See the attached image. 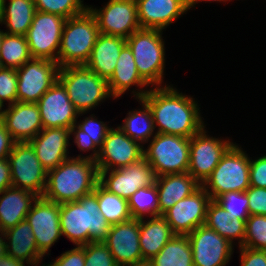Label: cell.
Masks as SVG:
<instances>
[{
	"instance_id": "1",
	"label": "cell",
	"mask_w": 266,
	"mask_h": 266,
	"mask_svg": "<svg viewBox=\"0 0 266 266\" xmlns=\"http://www.w3.org/2000/svg\"><path fill=\"white\" fill-rule=\"evenodd\" d=\"M141 100L151 110L157 133L191 138L207 125L197 100L173 84L152 87Z\"/></svg>"
},
{
	"instance_id": "2",
	"label": "cell",
	"mask_w": 266,
	"mask_h": 266,
	"mask_svg": "<svg viewBox=\"0 0 266 266\" xmlns=\"http://www.w3.org/2000/svg\"><path fill=\"white\" fill-rule=\"evenodd\" d=\"M98 182L96 162L73 156L47 171V183L42 197L58 204L78 201L82 196L92 193Z\"/></svg>"
},
{
	"instance_id": "3",
	"label": "cell",
	"mask_w": 266,
	"mask_h": 266,
	"mask_svg": "<svg viewBox=\"0 0 266 266\" xmlns=\"http://www.w3.org/2000/svg\"><path fill=\"white\" fill-rule=\"evenodd\" d=\"M60 227L62 236L75 246H82L104 242L110 224L100 213L97 195L92 192L78 201L60 204Z\"/></svg>"
},
{
	"instance_id": "4",
	"label": "cell",
	"mask_w": 266,
	"mask_h": 266,
	"mask_svg": "<svg viewBox=\"0 0 266 266\" xmlns=\"http://www.w3.org/2000/svg\"><path fill=\"white\" fill-rule=\"evenodd\" d=\"M162 30L140 28L126 39L137 71L151 87H164L166 51Z\"/></svg>"
},
{
	"instance_id": "5",
	"label": "cell",
	"mask_w": 266,
	"mask_h": 266,
	"mask_svg": "<svg viewBox=\"0 0 266 266\" xmlns=\"http://www.w3.org/2000/svg\"><path fill=\"white\" fill-rule=\"evenodd\" d=\"M58 80L66 88L70 101L79 113L97 109L106 99L115 100L107 79L98 76L86 65L61 67Z\"/></svg>"
},
{
	"instance_id": "6",
	"label": "cell",
	"mask_w": 266,
	"mask_h": 266,
	"mask_svg": "<svg viewBox=\"0 0 266 266\" xmlns=\"http://www.w3.org/2000/svg\"><path fill=\"white\" fill-rule=\"evenodd\" d=\"M99 34L97 21L89 9L66 19L57 56L59 67L85 65Z\"/></svg>"
},
{
	"instance_id": "7",
	"label": "cell",
	"mask_w": 266,
	"mask_h": 266,
	"mask_svg": "<svg viewBox=\"0 0 266 266\" xmlns=\"http://www.w3.org/2000/svg\"><path fill=\"white\" fill-rule=\"evenodd\" d=\"M234 143L222 156L219 164L201 185L211 200L230 191L244 192L250 187V156Z\"/></svg>"
},
{
	"instance_id": "8",
	"label": "cell",
	"mask_w": 266,
	"mask_h": 266,
	"mask_svg": "<svg viewBox=\"0 0 266 266\" xmlns=\"http://www.w3.org/2000/svg\"><path fill=\"white\" fill-rule=\"evenodd\" d=\"M143 148L144 158L157 177L186 173L190 163V138L157 133Z\"/></svg>"
},
{
	"instance_id": "9",
	"label": "cell",
	"mask_w": 266,
	"mask_h": 266,
	"mask_svg": "<svg viewBox=\"0 0 266 266\" xmlns=\"http://www.w3.org/2000/svg\"><path fill=\"white\" fill-rule=\"evenodd\" d=\"M12 187L25 189L42 197L47 183V170L42 166L29 142H15L8 156Z\"/></svg>"
},
{
	"instance_id": "10",
	"label": "cell",
	"mask_w": 266,
	"mask_h": 266,
	"mask_svg": "<svg viewBox=\"0 0 266 266\" xmlns=\"http://www.w3.org/2000/svg\"><path fill=\"white\" fill-rule=\"evenodd\" d=\"M205 128L206 126L190 138V163L187 171L200 185L211 175L222 156L235 143L229 137H213Z\"/></svg>"
},
{
	"instance_id": "11",
	"label": "cell",
	"mask_w": 266,
	"mask_h": 266,
	"mask_svg": "<svg viewBox=\"0 0 266 266\" xmlns=\"http://www.w3.org/2000/svg\"><path fill=\"white\" fill-rule=\"evenodd\" d=\"M65 22L64 17L36 10L25 35L32 58L57 62Z\"/></svg>"
},
{
	"instance_id": "12",
	"label": "cell",
	"mask_w": 266,
	"mask_h": 266,
	"mask_svg": "<svg viewBox=\"0 0 266 266\" xmlns=\"http://www.w3.org/2000/svg\"><path fill=\"white\" fill-rule=\"evenodd\" d=\"M59 69L57 62L43 58H31L17 68V101L37 103L58 80Z\"/></svg>"
},
{
	"instance_id": "13",
	"label": "cell",
	"mask_w": 266,
	"mask_h": 266,
	"mask_svg": "<svg viewBox=\"0 0 266 266\" xmlns=\"http://www.w3.org/2000/svg\"><path fill=\"white\" fill-rule=\"evenodd\" d=\"M98 171V183L108 192L127 200L139 188L153 186L157 180L155 170L145 158L127 167Z\"/></svg>"
},
{
	"instance_id": "14",
	"label": "cell",
	"mask_w": 266,
	"mask_h": 266,
	"mask_svg": "<svg viewBox=\"0 0 266 266\" xmlns=\"http://www.w3.org/2000/svg\"><path fill=\"white\" fill-rule=\"evenodd\" d=\"M88 9L94 15L101 34L127 39L141 28L136 0H108L102 8L88 5Z\"/></svg>"
},
{
	"instance_id": "15",
	"label": "cell",
	"mask_w": 266,
	"mask_h": 266,
	"mask_svg": "<svg viewBox=\"0 0 266 266\" xmlns=\"http://www.w3.org/2000/svg\"><path fill=\"white\" fill-rule=\"evenodd\" d=\"M26 220L31 226L37 248L43 256H48L50 248L62 236L60 227V204L37 197Z\"/></svg>"
},
{
	"instance_id": "16",
	"label": "cell",
	"mask_w": 266,
	"mask_h": 266,
	"mask_svg": "<svg viewBox=\"0 0 266 266\" xmlns=\"http://www.w3.org/2000/svg\"><path fill=\"white\" fill-rule=\"evenodd\" d=\"M188 239L193 266H227L232 260L235 246L205 224L189 233Z\"/></svg>"
},
{
	"instance_id": "17",
	"label": "cell",
	"mask_w": 266,
	"mask_h": 266,
	"mask_svg": "<svg viewBox=\"0 0 266 266\" xmlns=\"http://www.w3.org/2000/svg\"><path fill=\"white\" fill-rule=\"evenodd\" d=\"M143 146L126 135L118 126L111 128L100 148L96 164L98 170L127 167L144 158Z\"/></svg>"
},
{
	"instance_id": "18",
	"label": "cell",
	"mask_w": 266,
	"mask_h": 266,
	"mask_svg": "<svg viewBox=\"0 0 266 266\" xmlns=\"http://www.w3.org/2000/svg\"><path fill=\"white\" fill-rule=\"evenodd\" d=\"M210 201V195L200 186L191 195L168 209L163 216L175 234L188 235L205 224Z\"/></svg>"
},
{
	"instance_id": "19",
	"label": "cell",
	"mask_w": 266,
	"mask_h": 266,
	"mask_svg": "<svg viewBox=\"0 0 266 266\" xmlns=\"http://www.w3.org/2000/svg\"><path fill=\"white\" fill-rule=\"evenodd\" d=\"M39 108L43 129H70L77 120L79 112L69 99L66 88L57 80L36 103Z\"/></svg>"
},
{
	"instance_id": "20",
	"label": "cell",
	"mask_w": 266,
	"mask_h": 266,
	"mask_svg": "<svg viewBox=\"0 0 266 266\" xmlns=\"http://www.w3.org/2000/svg\"><path fill=\"white\" fill-rule=\"evenodd\" d=\"M140 219L110 225L104 243L119 266H128L143 260L140 243Z\"/></svg>"
},
{
	"instance_id": "21",
	"label": "cell",
	"mask_w": 266,
	"mask_h": 266,
	"mask_svg": "<svg viewBox=\"0 0 266 266\" xmlns=\"http://www.w3.org/2000/svg\"><path fill=\"white\" fill-rule=\"evenodd\" d=\"M70 129L45 128L29 141L42 166L51 170L60 165L64 160L72 157L69 155Z\"/></svg>"
},
{
	"instance_id": "22",
	"label": "cell",
	"mask_w": 266,
	"mask_h": 266,
	"mask_svg": "<svg viewBox=\"0 0 266 266\" xmlns=\"http://www.w3.org/2000/svg\"><path fill=\"white\" fill-rule=\"evenodd\" d=\"M6 107L2 122L15 142H29L43 129L36 103L17 101Z\"/></svg>"
},
{
	"instance_id": "23",
	"label": "cell",
	"mask_w": 266,
	"mask_h": 266,
	"mask_svg": "<svg viewBox=\"0 0 266 266\" xmlns=\"http://www.w3.org/2000/svg\"><path fill=\"white\" fill-rule=\"evenodd\" d=\"M107 81L110 93L115 100L123 97L122 95L128 92L130 88L133 89L131 94H133L134 99H142L151 88L139 75L132 51L127 44L122 48L115 71ZM132 86L137 87V89L134 90Z\"/></svg>"
},
{
	"instance_id": "24",
	"label": "cell",
	"mask_w": 266,
	"mask_h": 266,
	"mask_svg": "<svg viewBox=\"0 0 266 266\" xmlns=\"http://www.w3.org/2000/svg\"><path fill=\"white\" fill-rule=\"evenodd\" d=\"M141 28H166L188 12L184 0H136Z\"/></svg>"
},
{
	"instance_id": "25",
	"label": "cell",
	"mask_w": 266,
	"mask_h": 266,
	"mask_svg": "<svg viewBox=\"0 0 266 266\" xmlns=\"http://www.w3.org/2000/svg\"><path fill=\"white\" fill-rule=\"evenodd\" d=\"M85 114H87V112H80L78 114L76 123L70 128V138L80 152H92L85 156H83L82 153L78 154L76 158H88L96 161L103 141L112 126H109V122L107 121L98 120L99 118L95 116L96 114L94 113L78 121L79 116L81 118V116Z\"/></svg>"
},
{
	"instance_id": "26",
	"label": "cell",
	"mask_w": 266,
	"mask_h": 266,
	"mask_svg": "<svg viewBox=\"0 0 266 266\" xmlns=\"http://www.w3.org/2000/svg\"><path fill=\"white\" fill-rule=\"evenodd\" d=\"M6 254L27 263V266H39L45 258L38 250L34 234L27 220L4 231Z\"/></svg>"
},
{
	"instance_id": "27",
	"label": "cell",
	"mask_w": 266,
	"mask_h": 266,
	"mask_svg": "<svg viewBox=\"0 0 266 266\" xmlns=\"http://www.w3.org/2000/svg\"><path fill=\"white\" fill-rule=\"evenodd\" d=\"M125 45L126 38L100 33L85 65L98 76L108 80L115 71L117 59Z\"/></svg>"
},
{
	"instance_id": "28",
	"label": "cell",
	"mask_w": 266,
	"mask_h": 266,
	"mask_svg": "<svg viewBox=\"0 0 266 266\" xmlns=\"http://www.w3.org/2000/svg\"><path fill=\"white\" fill-rule=\"evenodd\" d=\"M37 197L25 189L10 187L3 190L0 193V230L4 232L26 220Z\"/></svg>"
},
{
	"instance_id": "29",
	"label": "cell",
	"mask_w": 266,
	"mask_h": 266,
	"mask_svg": "<svg viewBox=\"0 0 266 266\" xmlns=\"http://www.w3.org/2000/svg\"><path fill=\"white\" fill-rule=\"evenodd\" d=\"M155 185L158 191L160 215L201 186L188 172L159 176Z\"/></svg>"
},
{
	"instance_id": "30",
	"label": "cell",
	"mask_w": 266,
	"mask_h": 266,
	"mask_svg": "<svg viewBox=\"0 0 266 266\" xmlns=\"http://www.w3.org/2000/svg\"><path fill=\"white\" fill-rule=\"evenodd\" d=\"M175 235L163 215L140 219L139 243L143 259H152Z\"/></svg>"
},
{
	"instance_id": "31",
	"label": "cell",
	"mask_w": 266,
	"mask_h": 266,
	"mask_svg": "<svg viewBox=\"0 0 266 266\" xmlns=\"http://www.w3.org/2000/svg\"><path fill=\"white\" fill-rule=\"evenodd\" d=\"M245 224L242 219L224 210L218 203L211 200L207 207L206 222L209 228L227 239L231 244L243 246L245 238ZM235 241H237L235 243Z\"/></svg>"
},
{
	"instance_id": "32",
	"label": "cell",
	"mask_w": 266,
	"mask_h": 266,
	"mask_svg": "<svg viewBox=\"0 0 266 266\" xmlns=\"http://www.w3.org/2000/svg\"><path fill=\"white\" fill-rule=\"evenodd\" d=\"M4 0L0 13V25L4 24V32L10 35L25 36L33 21L36 5L33 0Z\"/></svg>"
},
{
	"instance_id": "33",
	"label": "cell",
	"mask_w": 266,
	"mask_h": 266,
	"mask_svg": "<svg viewBox=\"0 0 266 266\" xmlns=\"http://www.w3.org/2000/svg\"><path fill=\"white\" fill-rule=\"evenodd\" d=\"M137 101L140 105L142 104V108L130 110L118 127L131 139L145 147L157 132L150 108L143 100L137 99Z\"/></svg>"
},
{
	"instance_id": "34",
	"label": "cell",
	"mask_w": 266,
	"mask_h": 266,
	"mask_svg": "<svg viewBox=\"0 0 266 266\" xmlns=\"http://www.w3.org/2000/svg\"><path fill=\"white\" fill-rule=\"evenodd\" d=\"M150 260L154 266H193L192 248L188 235L176 234Z\"/></svg>"
},
{
	"instance_id": "35",
	"label": "cell",
	"mask_w": 266,
	"mask_h": 266,
	"mask_svg": "<svg viewBox=\"0 0 266 266\" xmlns=\"http://www.w3.org/2000/svg\"><path fill=\"white\" fill-rule=\"evenodd\" d=\"M97 195L99 211L110 224H118L132 218L128 200L108 192L99 183L93 191Z\"/></svg>"
},
{
	"instance_id": "36",
	"label": "cell",
	"mask_w": 266,
	"mask_h": 266,
	"mask_svg": "<svg viewBox=\"0 0 266 266\" xmlns=\"http://www.w3.org/2000/svg\"><path fill=\"white\" fill-rule=\"evenodd\" d=\"M32 58L26 37L4 34L0 47L3 68L17 69Z\"/></svg>"
},
{
	"instance_id": "37",
	"label": "cell",
	"mask_w": 266,
	"mask_h": 266,
	"mask_svg": "<svg viewBox=\"0 0 266 266\" xmlns=\"http://www.w3.org/2000/svg\"><path fill=\"white\" fill-rule=\"evenodd\" d=\"M129 209L134 219L160 216L156 185L139 188L129 199Z\"/></svg>"
},
{
	"instance_id": "38",
	"label": "cell",
	"mask_w": 266,
	"mask_h": 266,
	"mask_svg": "<svg viewBox=\"0 0 266 266\" xmlns=\"http://www.w3.org/2000/svg\"><path fill=\"white\" fill-rule=\"evenodd\" d=\"M36 10L56 14L65 19L77 16L88 9L84 0H33Z\"/></svg>"
},
{
	"instance_id": "39",
	"label": "cell",
	"mask_w": 266,
	"mask_h": 266,
	"mask_svg": "<svg viewBox=\"0 0 266 266\" xmlns=\"http://www.w3.org/2000/svg\"><path fill=\"white\" fill-rule=\"evenodd\" d=\"M243 247L266 250V215H250L246 219Z\"/></svg>"
},
{
	"instance_id": "40",
	"label": "cell",
	"mask_w": 266,
	"mask_h": 266,
	"mask_svg": "<svg viewBox=\"0 0 266 266\" xmlns=\"http://www.w3.org/2000/svg\"><path fill=\"white\" fill-rule=\"evenodd\" d=\"M214 201L224 210L245 222L250 216L248 207L249 200L246 191H230L216 197Z\"/></svg>"
},
{
	"instance_id": "41",
	"label": "cell",
	"mask_w": 266,
	"mask_h": 266,
	"mask_svg": "<svg viewBox=\"0 0 266 266\" xmlns=\"http://www.w3.org/2000/svg\"><path fill=\"white\" fill-rule=\"evenodd\" d=\"M85 266H119L104 242L85 244Z\"/></svg>"
},
{
	"instance_id": "42",
	"label": "cell",
	"mask_w": 266,
	"mask_h": 266,
	"mask_svg": "<svg viewBox=\"0 0 266 266\" xmlns=\"http://www.w3.org/2000/svg\"><path fill=\"white\" fill-rule=\"evenodd\" d=\"M17 84L16 69L3 68L0 71V99L8 105L17 102Z\"/></svg>"
},
{
	"instance_id": "43",
	"label": "cell",
	"mask_w": 266,
	"mask_h": 266,
	"mask_svg": "<svg viewBox=\"0 0 266 266\" xmlns=\"http://www.w3.org/2000/svg\"><path fill=\"white\" fill-rule=\"evenodd\" d=\"M52 261L49 262L51 266H85V245L66 250Z\"/></svg>"
},
{
	"instance_id": "44",
	"label": "cell",
	"mask_w": 266,
	"mask_h": 266,
	"mask_svg": "<svg viewBox=\"0 0 266 266\" xmlns=\"http://www.w3.org/2000/svg\"><path fill=\"white\" fill-rule=\"evenodd\" d=\"M250 186L266 188V153L260 157L250 158Z\"/></svg>"
},
{
	"instance_id": "45",
	"label": "cell",
	"mask_w": 266,
	"mask_h": 266,
	"mask_svg": "<svg viewBox=\"0 0 266 266\" xmlns=\"http://www.w3.org/2000/svg\"><path fill=\"white\" fill-rule=\"evenodd\" d=\"M250 215H266V188L250 186L247 190Z\"/></svg>"
},
{
	"instance_id": "46",
	"label": "cell",
	"mask_w": 266,
	"mask_h": 266,
	"mask_svg": "<svg viewBox=\"0 0 266 266\" xmlns=\"http://www.w3.org/2000/svg\"><path fill=\"white\" fill-rule=\"evenodd\" d=\"M239 248L240 266H266V250Z\"/></svg>"
},
{
	"instance_id": "47",
	"label": "cell",
	"mask_w": 266,
	"mask_h": 266,
	"mask_svg": "<svg viewBox=\"0 0 266 266\" xmlns=\"http://www.w3.org/2000/svg\"><path fill=\"white\" fill-rule=\"evenodd\" d=\"M15 141L12 139L10 133L5 128V125L0 121V159H7L12 151Z\"/></svg>"
},
{
	"instance_id": "48",
	"label": "cell",
	"mask_w": 266,
	"mask_h": 266,
	"mask_svg": "<svg viewBox=\"0 0 266 266\" xmlns=\"http://www.w3.org/2000/svg\"><path fill=\"white\" fill-rule=\"evenodd\" d=\"M10 187H12V181L8 159H0V193Z\"/></svg>"
},
{
	"instance_id": "49",
	"label": "cell",
	"mask_w": 266,
	"mask_h": 266,
	"mask_svg": "<svg viewBox=\"0 0 266 266\" xmlns=\"http://www.w3.org/2000/svg\"><path fill=\"white\" fill-rule=\"evenodd\" d=\"M26 262L4 254L0 256V266H25Z\"/></svg>"
},
{
	"instance_id": "50",
	"label": "cell",
	"mask_w": 266,
	"mask_h": 266,
	"mask_svg": "<svg viewBox=\"0 0 266 266\" xmlns=\"http://www.w3.org/2000/svg\"><path fill=\"white\" fill-rule=\"evenodd\" d=\"M204 2L205 1V3H207V2H219V3H224L225 2V4H226V2H231L232 0H184V3H185V6H186V8H187V10L189 11V10H192L191 8H194V7H196V5L198 4V3H201V2Z\"/></svg>"
},
{
	"instance_id": "51",
	"label": "cell",
	"mask_w": 266,
	"mask_h": 266,
	"mask_svg": "<svg viewBox=\"0 0 266 266\" xmlns=\"http://www.w3.org/2000/svg\"><path fill=\"white\" fill-rule=\"evenodd\" d=\"M4 232L0 230V256L6 254Z\"/></svg>"
},
{
	"instance_id": "52",
	"label": "cell",
	"mask_w": 266,
	"mask_h": 266,
	"mask_svg": "<svg viewBox=\"0 0 266 266\" xmlns=\"http://www.w3.org/2000/svg\"><path fill=\"white\" fill-rule=\"evenodd\" d=\"M128 266H154L151 260L143 259L141 261H138L134 264L128 265Z\"/></svg>"
},
{
	"instance_id": "53",
	"label": "cell",
	"mask_w": 266,
	"mask_h": 266,
	"mask_svg": "<svg viewBox=\"0 0 266 266\" xmlns=\"http://www.w3.org/2000/svg\"><path fill=\"white\" fill-rule=\"evenodd\" d=\"M5 104L1 99H0V121H2V118H3V115H4V112L6 111L5 108Z\"/></svg>"
},
{
	"instance_id": "54",
	"label": "cell",
	"mask_w": 266,
	"mask_h": 266,
	"mask_svg": "<svg viewBox=\"0 0 266 266\" xmlns=\"http://www.w3.org/2000/svg\"><path fill=\"white\" fill-rule=\"evenodd\" d=\"M4 34H5L4 30L0 29V47H1V42H2Z\"/></svg>"
},
{
	"instance_id": "55",
	"label": "cell",
	"mask_w": 266,
	"mask_h": 266,
	"mask_svg": "<svg viewBox=\"0 0 266 266\" xmlns=\"http://www.w3.org/2000/svg\"><path fill=\"white\" fill-rule=\"evenodd\" d=\"M41 263H42V264H41ZM39 265H40V266H51L49 263H46V262L43 263V261H42V262H39Z\"/></svg>"
},
{
	"instance_id": "56",
	"label": "cell",
	"mask_w": 266,
	"mask_h": 266,
	"mask_svg": "<svg viewBox=\"0 0 266 266\" xmlns=\"http://www.w3.org/2000/svg\"><path fill=\"white\" fill-rule=\"evenodd\" d=\"M3 4H4V0H0V13H1V11H2Z\"/></svg>"
},
{
	"instance_id": "57",
	"label": "cell",
	"mask_w": 266,
	"mask_h": 266,
	"mask_svg": "<svg viewBox=\"0 0 266 266\" xmlns=\"http://www.w3.org/2000/svg\"><path fill=\"white\" fill-rule=\"evenodd\" d=\"M3 69L2 62L0 61V71Z\"/></svg>"
}]
</instances>
